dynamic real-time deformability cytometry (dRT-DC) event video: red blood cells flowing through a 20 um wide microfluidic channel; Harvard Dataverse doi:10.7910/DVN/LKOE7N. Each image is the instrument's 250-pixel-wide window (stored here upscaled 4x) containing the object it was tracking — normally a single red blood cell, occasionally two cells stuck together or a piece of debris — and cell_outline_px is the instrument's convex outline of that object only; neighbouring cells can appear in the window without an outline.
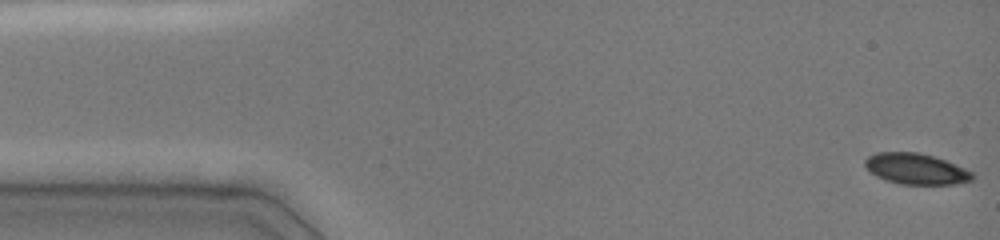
{"species": "common noctule bat (a hibernating species)", "species_latin": "Nyctalus noctula", "temperature_condition": "cold", "stored_images_in_passage": 48, "camera_frame_rate_fps": 3000, "um_per_image_px": 0.085, "animal": {"sex": "female", "body_mass_g": 19.0, "forearm_length_mm": 51.5}, "frame": {"image": 1, "passage_image": 1, "time_ms": 0.0, "image_size_px": [1000, 240], "cell_outline_px": [[976, 176], [972, 180], [956, 184], [900, 184], [876, 176], [864, 164], [864, 160], [868, 156], [876, 152], [920, 152], [944, 160], [964, 168], [972, 172]], "centroid_in_image_um": [77.87, 14.35], "position_along_channel_um": 7.1, "area_um2": 19.19}}
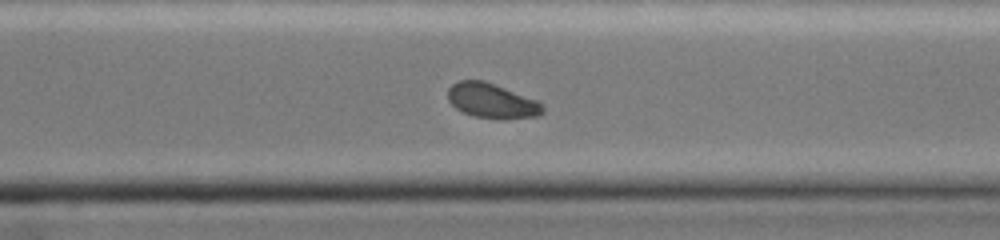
{"frame": {"image": 2, "passage_image": 34, "time_ms": 11.0, "image_size_px": [1000, 240], "cell_outline_px": [[544, 112], [536, 116], [472, 116], [456, 108], [448, 100], [448, 88], [452, 84], [460, 80], [484, 80], [540, 100], [544, 104]], "centroid_in_image_um": [41.81, 8.5], "position_along_channel_um": 328.8, "area_um2": 18.73}}
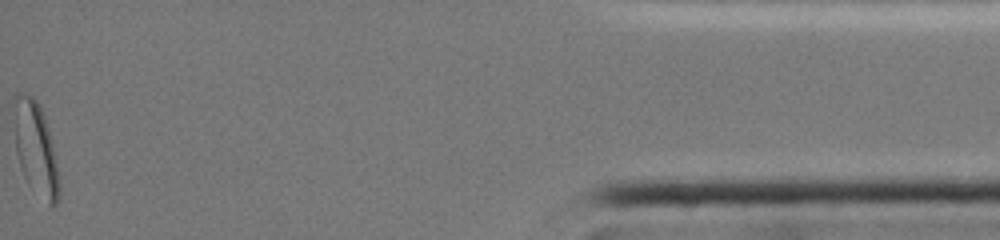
{"frame": {"image": 3, "passage_image": 48, "time_ms": 15.667, "image_size_px": [1000, 240], "cell_outline_px": [[60, 196], [56, 204], [52, 208], [28, 184], [20, 168], [16, 152], [16, 96], [20, 92], [28, 92], [36, 100], [44, 116], [56, 164], [60, 184]], "centroid_in_image_um": [3.05, 12.72], "position_along_channel_um": 432.1, "area_um2": 23.52}, "authors_computed_cell_mechanics": {"area_um2": 20.4323, "velocity_mm_per_s": 4.0123, "shape_relaxation_time_tau1_ms": 2.2229, "shape_relaxation_time_tau2_ms": null, "deformation_change_tau1": 0.0954, "deformation_change_tau2": null}}